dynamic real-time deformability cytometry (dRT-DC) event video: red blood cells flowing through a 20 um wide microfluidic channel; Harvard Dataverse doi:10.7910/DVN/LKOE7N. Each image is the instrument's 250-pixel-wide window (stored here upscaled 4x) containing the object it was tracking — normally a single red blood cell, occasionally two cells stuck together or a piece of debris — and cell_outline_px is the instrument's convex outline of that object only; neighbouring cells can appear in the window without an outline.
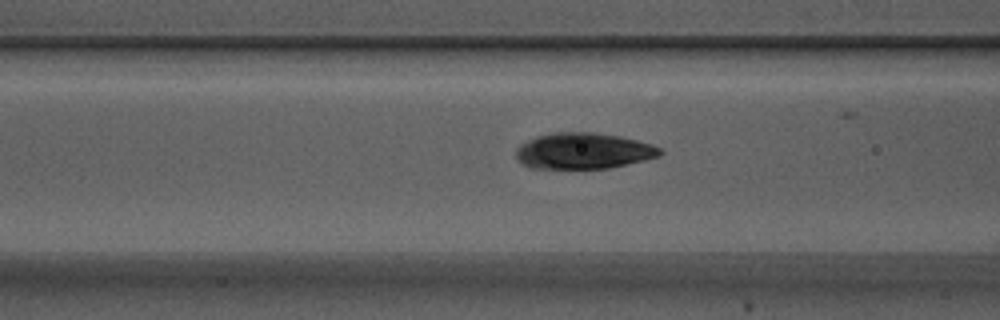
{"species": "Egyptian fruit bat (a non-hibernating species)", "species_latin": "Rousettus aegyptiacus", "temperature_condition": "warm", "stored_images_in_passage": 30, "camera_frame_rate_fps": 3000, "um_per_image_px": 0.085, "animal": {"sex": "male"}, "frame": {"image": 1, "passage_image": 7, "time_ms": 2.0, "image_size_px": [1000, 320], "cell_outline_px": [[664, 152], [660, 156], [644, 160], [608, 168], [528, 168], [516, 156], [516, 148], [520, 144], [536, 136], [556, 132], [592, 132], [620, 136], [652, 144], [660, 148]], "centroid_in_image_um": [49.6, 12.82], "position_along_channel_um": 117.0, "area_um2": 30.17}}
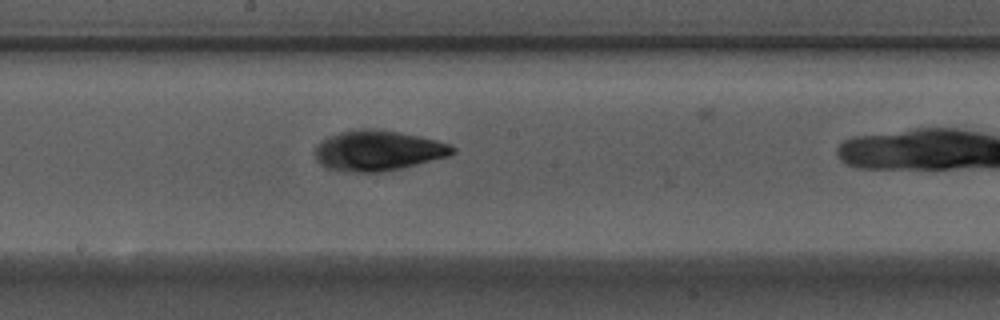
{"frame": {"image": 2, "passage_image": 15, "time_ms": 4.667, "image_size_px": [1000, 320], "cell_outline_px": [[456, 152], [452, 156], [404, 168], [384, 172], [344, 172], [328, 168], [320, 164], [316, 160], [316, 148], [320, 140], [328, 136], [344, 132], [364, 128], [372, 128], [400, 132], [420, 136], [452, 144], [456, 148]], "centroid_in_image_um": [32.19, 12.81], "position_along_channel_um": 216.0, "area_um2": 32.77}}
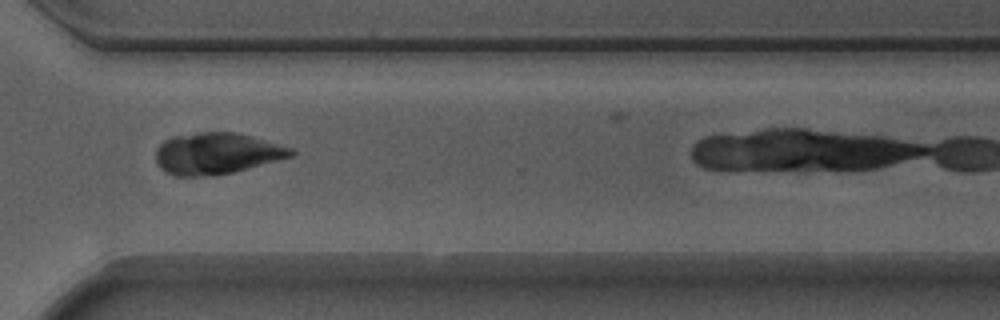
{"frame": {"image": 3, "passage_image": 26, "time_ms": 8.333, "image_size_px": [1000, 320], "cell_outline_px": [[296, 152], [292, 156], [248, 168], [216, 176], [176, 176], [164, 172], [156, 164], [156, 148], [164, 140], [172, 136], [200, 132], [236, 132], [252, 136], [292, 148]], "centroid_in_image_um": [18.37, 13.05], "position_along_channel_um": 352.2, "area_um2": 32.77}}